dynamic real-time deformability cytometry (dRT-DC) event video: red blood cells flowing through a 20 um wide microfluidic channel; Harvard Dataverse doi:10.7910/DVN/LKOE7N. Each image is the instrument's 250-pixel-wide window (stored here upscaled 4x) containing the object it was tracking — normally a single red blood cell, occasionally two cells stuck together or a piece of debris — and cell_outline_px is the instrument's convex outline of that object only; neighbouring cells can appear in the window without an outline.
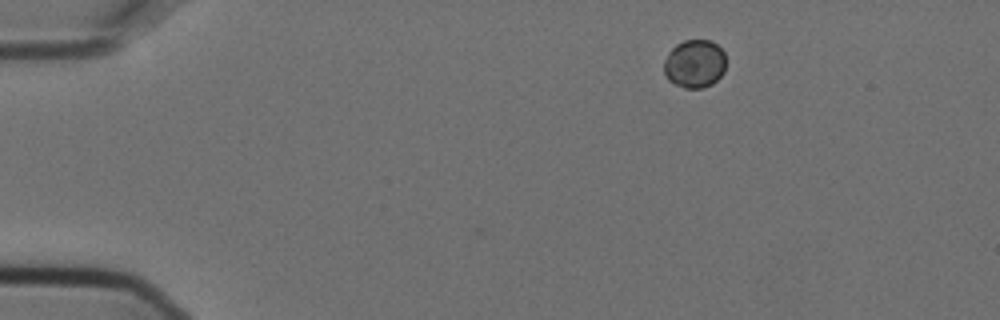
{"species": "Egyptian fruit bat (a non-hibernating species)", "species_latin": "Rousettus aegyptiacus", "temperature_condition": "cold", "stored_images_in_passage": 2, "camera_frame_rate_fps": 3000, "um_per_image_px": 0.085, "animal": {"sex": "female"}, "frame": {"image": 1, "passage_image": 2, "time_ms": 0.333, "image_size_px": [1000, 320], "cell_outline_px": [[724, 72], [712, 84], [700, 88], [684, 88], [668, 80], [664, 72], [664, 60], [668, 52], [676, 44], [684, 40], [712, 40], [724, 52]], "centroid_in_image_um": [59.02, 5.41], "position_along_channel_um": 26.0, "area_um2": 17.4}}